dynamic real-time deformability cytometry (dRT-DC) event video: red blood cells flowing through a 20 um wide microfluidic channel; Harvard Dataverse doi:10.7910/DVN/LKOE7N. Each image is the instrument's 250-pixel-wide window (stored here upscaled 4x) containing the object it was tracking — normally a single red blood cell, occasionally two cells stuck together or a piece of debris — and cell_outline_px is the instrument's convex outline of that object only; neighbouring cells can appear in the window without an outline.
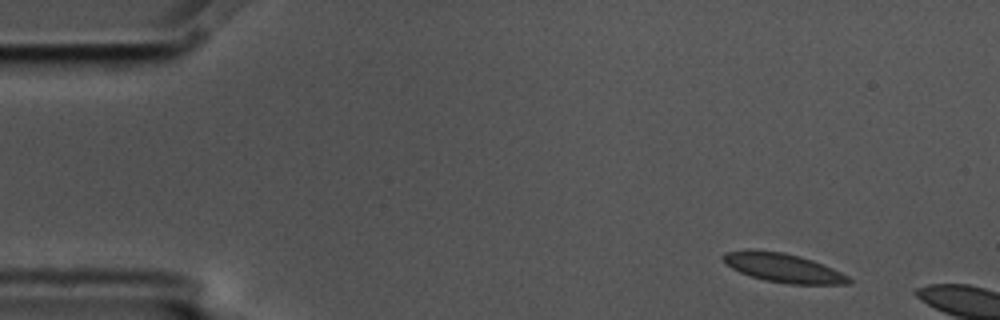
{"species": "common noctule bat (a hibernating species)", "species_latin": "Nyctalus noctula", "temperature_condition": "cold", "stored_images_in_passage": 2, "camera_frame_rate_fps": 3000, "um_per_image_px": 0.085, "animal": {"sex": "male", "body_mass_g": 17.5, "forearm_length_mm": 52.3}, "frame": {"image": 1, "passage_image": 1, "time_ms": 0.0, "image_size_px": [1000, 320], "cell_outline_px": [[852, 280], [848, 284], [788, 284], [764, 280], [740, 272], [732, 268], [720, 256], [724, 252], [784, 252], [800, 256], [812, 260], [832, 268], [848, 276]], "centroid_in_image_um": [66.64, 22.8], "position_along_channel_um": 18.4, "area_um2": 20.4}}